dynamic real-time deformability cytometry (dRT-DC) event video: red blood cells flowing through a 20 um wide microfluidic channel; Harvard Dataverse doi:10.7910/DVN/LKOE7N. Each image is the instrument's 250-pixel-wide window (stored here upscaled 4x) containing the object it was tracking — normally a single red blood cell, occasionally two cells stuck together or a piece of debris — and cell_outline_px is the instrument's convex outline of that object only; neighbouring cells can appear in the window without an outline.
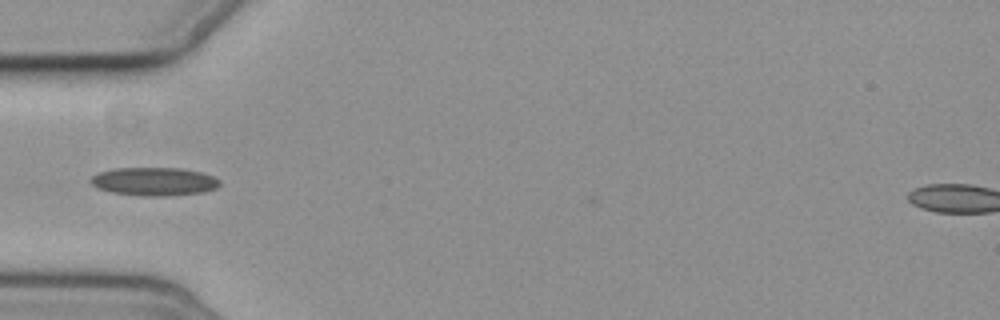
{"species": "common noctule bat (a hibernating species)", "species_latin": "Nyctalus noctula", "temperature_condition": "cold", "stored_images_in_passage": 3, "camera_frame_rate_fps": 3000, "um_per_image_px": 0.085, "animal": {"sex": "female", "body_mass_g": 19.3, "forearm_length_mm": 54.1}, "frame": {"image": 1, "passage_image": 2, "time_ms": 1.333, "image_size_px": [1000, 320], "cell_outline_px": [[220, 184], [216, 188], [204, 192], [168, 196], [144, 196], [112, 192], [96, 188], [88, 180], [92, 176], [100, 172], [116, 168], [180, 168], [200, 172], [212, 176], [220, 180]], "centroid_in_image_um": [13.09, 15.43], "position_along_channel_um": 71.9, "area_um2": 21.27}}
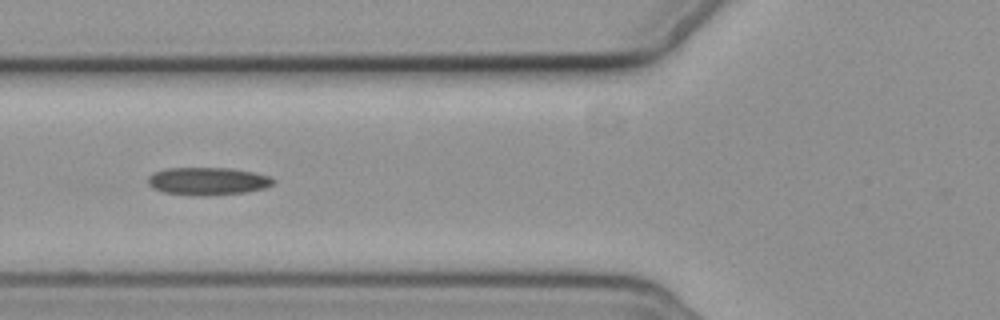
{"frame": {"image": 2, "passage_image": 3, "time_ms": 2.333, "image_size_px": [1000, 320], "cell_outline_px": [[276, 180], [272, 184], [264, 188], [244, 192], [208, 196], [200, 196], [164, 192], [152, 188], [148, 184], [148, 176], [152, 172], [168, 168], [232, 168], [272, 176]], "centroid_in_image_um": [17.65, 15.39], "position_along_channel_um": 108.2, "area_um2": 20.35}}